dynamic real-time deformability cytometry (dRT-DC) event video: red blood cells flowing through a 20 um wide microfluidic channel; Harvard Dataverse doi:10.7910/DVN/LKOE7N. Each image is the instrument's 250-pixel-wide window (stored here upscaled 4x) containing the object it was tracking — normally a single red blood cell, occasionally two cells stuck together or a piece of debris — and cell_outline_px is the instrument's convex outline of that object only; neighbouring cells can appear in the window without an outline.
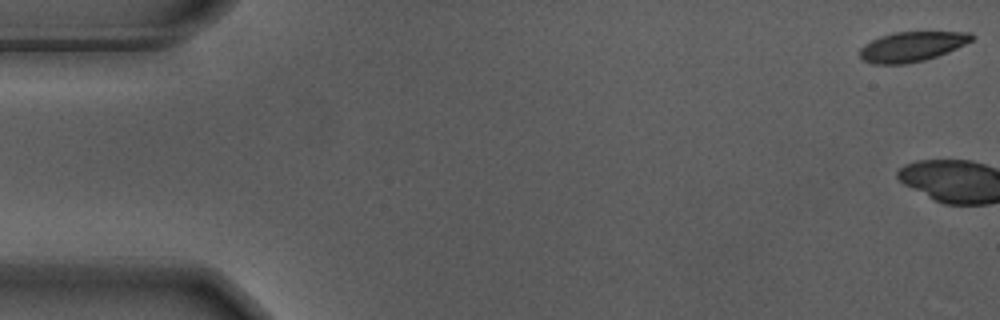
{"species": "Egyptian fruit bat (a non-hibernating species)", "species_latin": "Rousettus aegyptiacus", "temperature_condition": "warm", "stored_images_in_passage": 3, "camera_frame_rate_fps": 3000, "um_per_image_px": 0.085, "animal": {"sex": "male"}, "frame": {"image": 1, "passage_image": 1, "time_ms": 0.0, "image_size_px": [1000, 320], "cell_outline_px": [[976, 36], [972, 40], [948, 52], [924, 60], [904, 64], [872, 64], [864, 60], [860, 56], [860, 48], [864, 44], [880, 36], [896, 32], [972, 32]], "centroid_in_image_um": [77.51, 3.95], "position_along_channel_um": 7.5, "area_um2": 19.36}}